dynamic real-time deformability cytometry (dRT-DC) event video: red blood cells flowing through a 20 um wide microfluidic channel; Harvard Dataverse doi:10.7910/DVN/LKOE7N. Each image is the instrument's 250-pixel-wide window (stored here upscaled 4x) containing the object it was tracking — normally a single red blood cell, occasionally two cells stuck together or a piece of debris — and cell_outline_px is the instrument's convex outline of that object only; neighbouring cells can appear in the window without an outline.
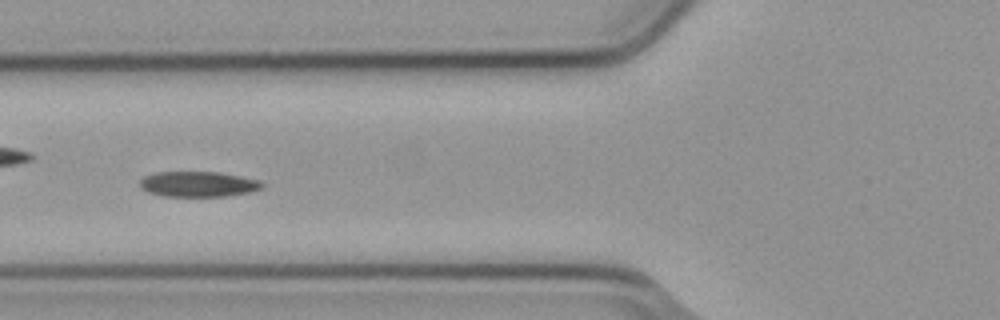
{"species": "common noctule bat (a hibernating species)", "species_latin": "Nyctalus noctula", "temperature_condition": "cold", "stored_images_in_passage": 8, "camera_frame_rate_fps": 3000, "um_per_image_px": 0.085, "animal": {"sex": "male", "body_mass_g": 23.1, "forearm_length_mm": 52.7}, "frame": {"image": 1, "passage_image": 5, "time_ms": 1.333, "image_size_px": [1000, 320], "cell_outline_px": [[264, 184], [260, 188], [248, 192], [224, 196], [164, 196], [148, 192], [140, 188], [140, 180], [144, 176], [156, 172], [220, 172], [260, 180]], "centroid_in_image_um": [16.81, 15.64], "position_along_channel_um": 109.0, "area_um2": 17.98}}
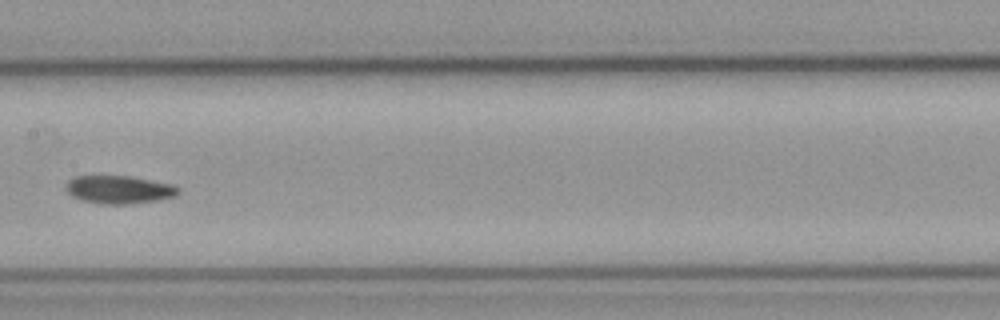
{"frame": {"image": 2, "passage_image": 7, "time_ms": 2.0, "image_size_px": [1000, 320], "cell_outline_px": [[180, 192], [176, 196], [160, 200], [128, 204], [100, 204], [80, 200], [72, 196], [64, 188], [64, 184], [68, 180], [76, 176], [128, 176], [172, 184], [180, 188]], "centroid_in_image_um": [10.1, 16.12], "position_along_channel_um": 197.3, "area_um2": 18.55}}
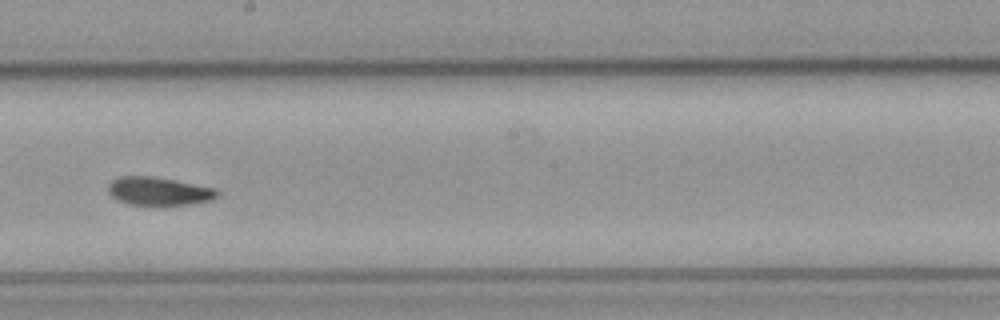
{"frame": {"image": 3, "passage_image": 8, "time_ms": 2.333, "image_size_px": [1000, 320], "cell_outline_px": [[220, 196], [212, 200], [192, 204], [160, 208], [128, 204], [112, 196], [108, 192], [108, 184], [112, 180], [120, 176], [156, 176], [216, 188], [220, 192]], "centroid_in_image_um": [13.55, 16.29], "position_along_channel_um": 234.6, "area_um2": 18.9}}